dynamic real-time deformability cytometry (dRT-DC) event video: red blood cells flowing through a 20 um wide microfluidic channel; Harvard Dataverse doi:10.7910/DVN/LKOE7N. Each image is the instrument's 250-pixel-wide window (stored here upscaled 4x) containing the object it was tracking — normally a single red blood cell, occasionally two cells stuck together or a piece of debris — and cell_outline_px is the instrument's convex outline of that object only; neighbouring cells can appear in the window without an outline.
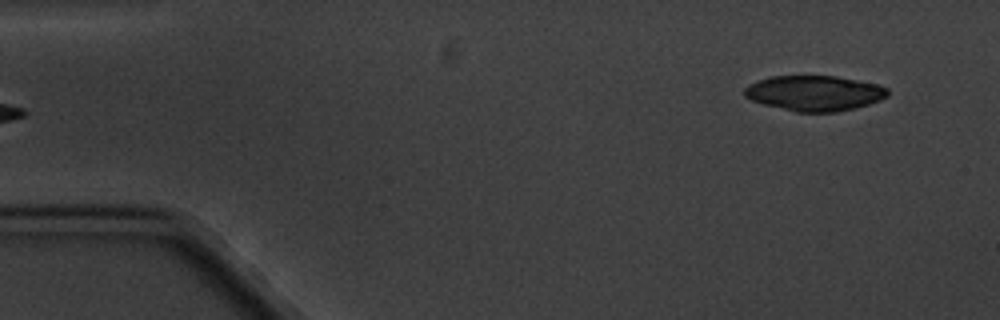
{"species": "common noctule bat (a hibernating species)", "species_latin": "Nyctalus noctula", "temperature_condition": "cold", "stored_images_in_passage": 5, "segment_of_instrument_passage": [2, 2], "camera_frame_rate_fps": 3000, "um_per_image_px": 0.085, "animal": {"sex": "male", "body_mass_g": 20.1, "forearm_length_mm": 53.5}, "frame": {"image": 1, "passage_image": 5, "time_ms": 5.333, "image_size_px": [1000, 320], "cell_outline_px": [[888, 96], [880, 100], [856, 108], [836, 112], [796, 112], [764, 104], [752, 100], [744, 96], [744, 88], [748, 84], [772, 76], [836, 76], [880, 84], [888, 88]], "centroid_in_image_um": [69.26, 7.92], "position_along_channel_um": 15.7, "area_um2": 29.54}}